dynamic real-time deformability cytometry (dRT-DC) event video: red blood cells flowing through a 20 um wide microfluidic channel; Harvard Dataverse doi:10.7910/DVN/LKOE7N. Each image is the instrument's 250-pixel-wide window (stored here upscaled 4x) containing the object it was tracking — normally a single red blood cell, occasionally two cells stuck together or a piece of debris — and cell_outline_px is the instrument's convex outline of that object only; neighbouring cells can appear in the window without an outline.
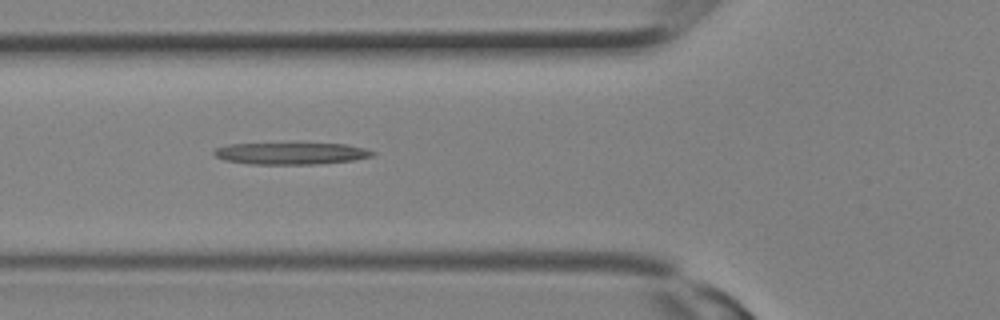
{"species": "Egyptian fruit bat (a non-hibernating species)", "species_latin": "Rousettus aegyptiacus", "temperature_condition": "room temperature", "stored_images_in_passage": 22, "camera_frame_rate_fps": 3000, "um_per_image_px": 0.085, "animal": {"sex": "female"}, "frame": {"image": 1, "passage_image": 6, "time_ms": 1.667, "image_size_px": [1000, 320], "cell_outline_px": [[376, 152], [372, 156], [352, 160], [320, 164], [248, 164], [224, 160], [216, 156], [212, 152], [216, 148], [228, 144], [348, 144], [364, 148]], "centroid_in_image_um": [24.72, 13.05], "position_along_channel_um": 101.1, "area_um2": 20.0}}
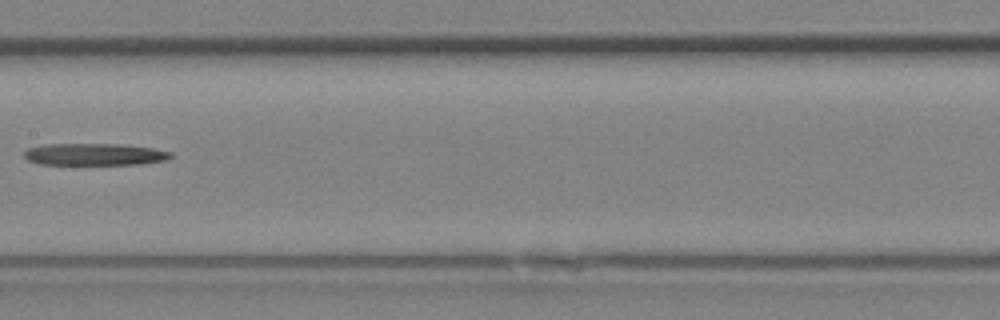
{"frame": {"image": 2, "passage_image": 10, "time_ms": 3.0, "image_size_px": [1000, 320], "cell_outline_px": [[172, 156], [168, 160], [140, 164], [36, 164], [28, 160], [24, 156], [24, 152], [28, 148], [44, 144], [120, 144], [152, 148], [172, 152]], "centroid_in_image_um": [8.03, 13.12], "position_along_channel_um": 199.4, "area_um2": 18.79}}
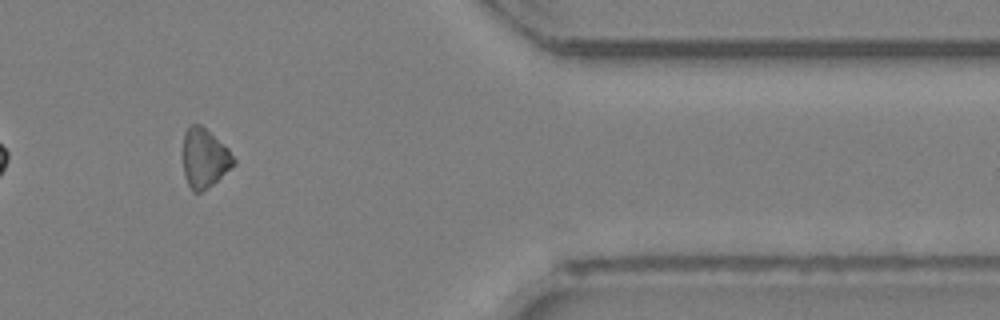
{"frame": {"image": 3, "passage_image": 19, "time_ms": 6.0, "image_size_px": [1000, 320], "cell_outline_px": [[236, 164], [212, 184], [200, 192], [192, 192], [184, 176], [184, 132], [192, 124], [200, 124], [228, 148], [236, 160]], "centroid_in_image_um": [17.39, 13.45], "position_along_channel_um": 394.0, "area_um2": 17.22}}